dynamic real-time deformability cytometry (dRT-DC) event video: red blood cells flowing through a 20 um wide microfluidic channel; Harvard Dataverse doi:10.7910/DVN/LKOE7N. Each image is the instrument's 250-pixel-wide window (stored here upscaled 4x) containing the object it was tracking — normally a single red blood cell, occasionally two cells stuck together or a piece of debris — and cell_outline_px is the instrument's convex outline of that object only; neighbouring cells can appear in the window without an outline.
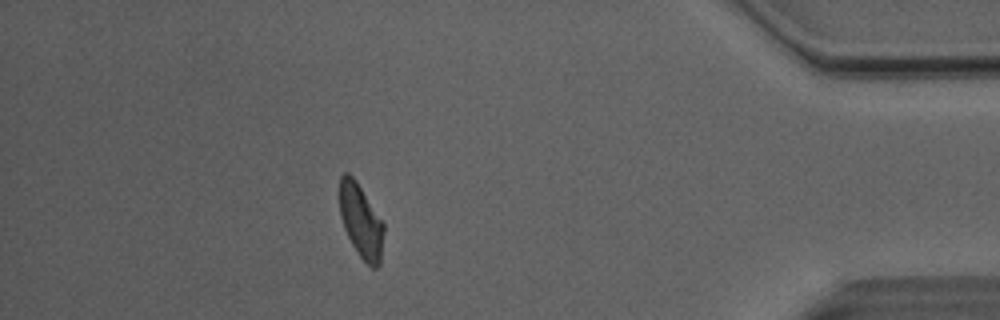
{"species": "Egyptian fruit bat (a non-hibernating species)", "species_latin": "Rousettus aegyptiacus", "temperature_condition": "room temperature", "stored_images_in_passage": 52, "segment_of_instrument_passage": [1, 2], "camera_frame_rate_fps": 3000, "um_per_image_px": 0.085, "animal": {"sex": "male"}, "frame": {"image": 1, "passage_image": 45, "time_ms": 14.667, "image_size_px": [1000, 320], "cell_outline_px": [[384, 232], [380, 264], [376, 268], [372, 268], [360, 256], [352, 244], [344, 228], [340, 216], [340, 176], [344, 172], [348, 172], [356, 180], [384, 224]], "centroid_in_image_um": [30.68, 18.79], "position_along_channel_um": 404.5, "area_um2": 18.79}}